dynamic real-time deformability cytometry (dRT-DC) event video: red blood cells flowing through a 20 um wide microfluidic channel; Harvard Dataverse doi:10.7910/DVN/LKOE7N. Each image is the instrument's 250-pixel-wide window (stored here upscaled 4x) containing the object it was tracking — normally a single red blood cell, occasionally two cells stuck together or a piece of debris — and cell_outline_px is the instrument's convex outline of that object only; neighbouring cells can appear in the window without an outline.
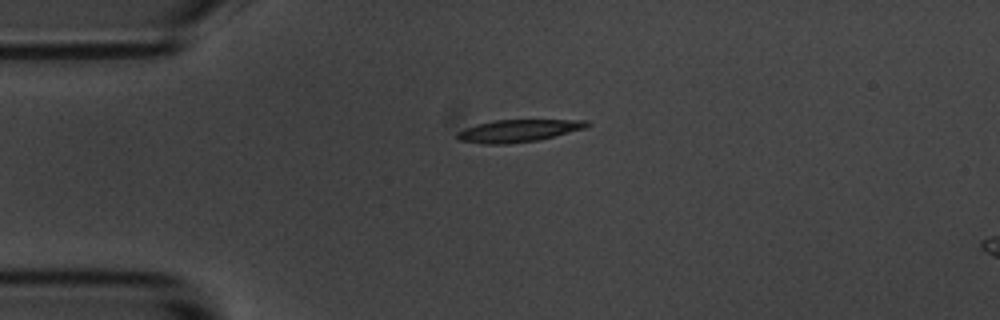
{"species": "common noctule bat (a hibernating species)", "species_latin": "Nyctalus noctula", "temperature_condition": "room temperature", "stored_images_in_passage": 3, "camera_frame_rate_fps": 3000, "um_per_image_px": 0.085, "animal": {"sex": "male", "body_mass_g": 20.1, "forearm_length_mm": 53.5}, "frame": {"image": 1, "passage_image": 1, "time_ms": 0.0, "image_size_px": [1000, 320], "cell_outline_px": [[592, 124], [588, 128], [536, 140], [508, 144], [484, 144], [460, 140], [456, 136], [456, 132], [464, 128], [476, 124], [496, 120], [588, 120]], "centroid_in_image_um": [44.07, 11.11], "position_along_channel_um": 40.9, "area_um2": 16.94}}
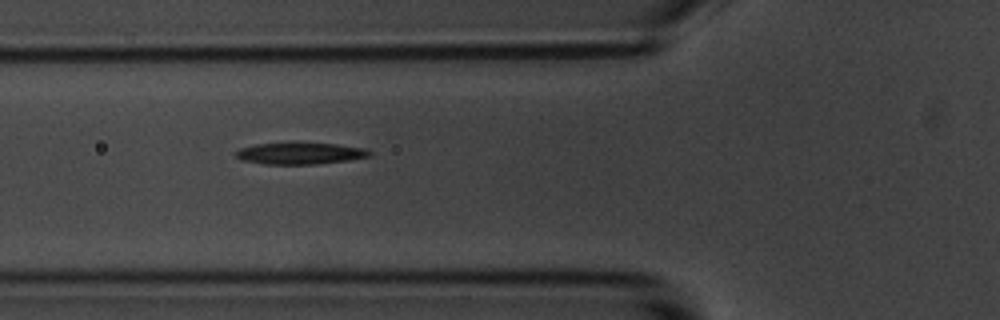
{"frame": {"image": 2, "passage_image": 3, "time_ms": 2.333, "image_size_px": [1000, 320], "cell_outline_px": [[372, 156], [348, 160], [316, 164], [264, 164], [240, 160], [236, 156], [236, 152], [240, 148], [256, 144], [336, 144], [368, 148], [372, 152]], "centroid_in_image_um": [25.56, 13.05], "position_along_channel_um": 100.2, "area_um2": 16.59}}